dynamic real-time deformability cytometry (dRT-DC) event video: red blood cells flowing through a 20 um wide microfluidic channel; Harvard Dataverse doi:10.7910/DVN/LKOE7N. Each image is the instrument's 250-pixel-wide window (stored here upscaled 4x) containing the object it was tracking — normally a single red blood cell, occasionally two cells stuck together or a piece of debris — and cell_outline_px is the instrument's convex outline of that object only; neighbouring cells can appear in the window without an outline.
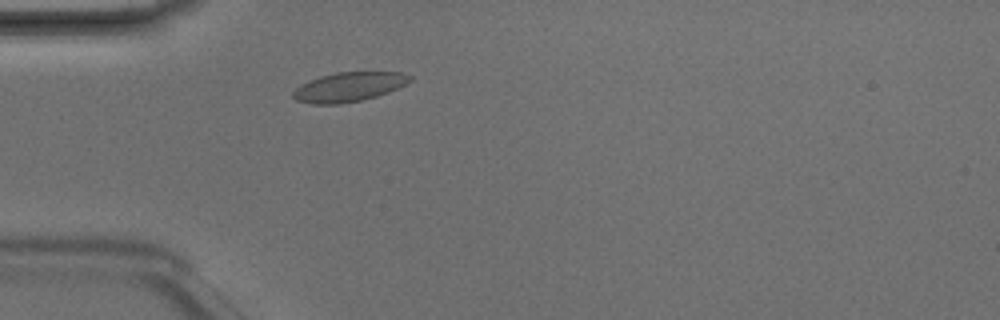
{"species": "Egyptian fruit bat (a non-hibernating species)", "species_latin": "Rousettus aegyptiacus", "temperature_condition": "room temperature", "stored_images_in_passage": 2, "camera_frame_rate_fps": 3000, "um_per_image_px": 0.085, "animal": {"sex": "male"}, "frame": {"image": 1, "passage_image": 2, "time_ms": 0.333, "image_size_px": [1000, 320], "cell_outline_px": [[412, 80], [388, 92], [376, 96], [360, 100], [340, 104], [312, 104], [296, 100], [292, 96], [292, 92], [296, 88], [308, 80], [320, 76], [336, 72], [404, 72], [412, 76]], "centroid_in_image_um": [29.63, 7.38], "position_along_channel_um": 55.4, "area_um2": 19.94}}